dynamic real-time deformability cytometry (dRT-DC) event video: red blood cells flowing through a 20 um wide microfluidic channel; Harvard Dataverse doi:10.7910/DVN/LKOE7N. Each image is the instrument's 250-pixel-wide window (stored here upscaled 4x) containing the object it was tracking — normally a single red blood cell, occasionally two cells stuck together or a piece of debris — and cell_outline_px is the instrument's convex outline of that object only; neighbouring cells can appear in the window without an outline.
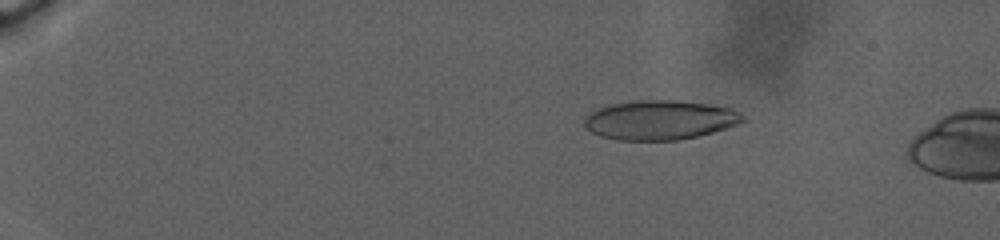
{"species": "human", "species_latin": "Homo sapiens", "temperature_condition": "warm", "stored_images_in_passage": 34, "camera_frame_rate_fps": 3000, "um_per_image_px": 0.085, "donor": {"sex": "male"}, "frame": {"image": 1, "passage_image": 24, "time_ms": 6.0, "image_size_px": [1000, 240], "cell_outline_px": [[744, 120], [736, 124], [712, 132], [680, 140], [616, 140], [600, 136], [592, 132], [584, 124], [584, 116], [588, 112], [596, 108], [608, 104], [632, 100], [676, 100], [704, 104], [728, 108], [740, 112], [744, 116]], "centroid_in_image_um": [56.0, 10.19], "position_along_channel_um": 29.0, "area_um2": 36.36}}